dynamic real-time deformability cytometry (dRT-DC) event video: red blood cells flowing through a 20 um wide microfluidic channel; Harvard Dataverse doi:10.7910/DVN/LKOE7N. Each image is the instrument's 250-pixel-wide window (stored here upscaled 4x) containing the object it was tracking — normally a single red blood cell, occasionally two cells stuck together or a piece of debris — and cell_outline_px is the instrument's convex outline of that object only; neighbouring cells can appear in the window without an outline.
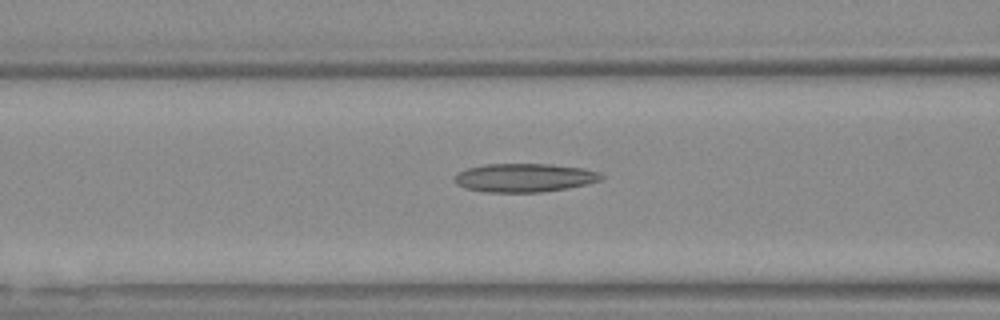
{"species": "Egyptian fruit bat (a non-hibernating species)", "species_latin": "Rousettus aegyptiacus", "temperature_condition": "warm", "stored_images_in_passage": 48, "camera_frame_rate_fps": 3000, "um_per_image_px": 0.085, "animal": {"sex": "female"}, "frame": {"image": 1, "passage_image": 15, "time_ms": 4.667, "image_size_px": [1000, 320], "cell_outline_px": [[604, 176], [600, 180], [584, 184], [564, 188], [540, 192], [488, 192], [464, 188], [456, 184], [456, 176], [460, 172], [468, 168], [484, 164], [552, 164], [584, 168], [600, 172]], "centroid_in_image_um": [44.58, 15.1], "position_along_channel_um": 122.0, "area_um2": 24.16}}
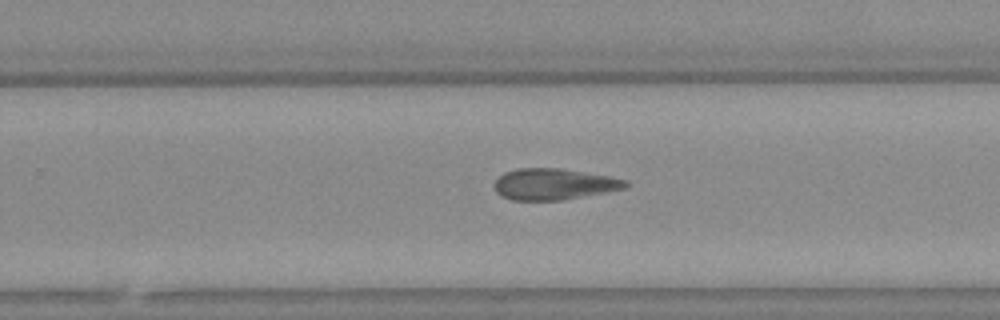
{"frame": {"image": 2, "passage_image": 28, "time_ms": 9.0, "image_size_px": [1000, 320], "cell_outline_px": [[632, 184], [624, 188], [608, 192], [564, 200], [512, 200], [496, 192], [492, 184], [504, 172], [516, 168], [560, 168], [608, 176], [628, 180]], "centroid_in_image_um": [47.1, 15.65], "position_along_channel_um": 282.7, "area_um2": 24.04}}
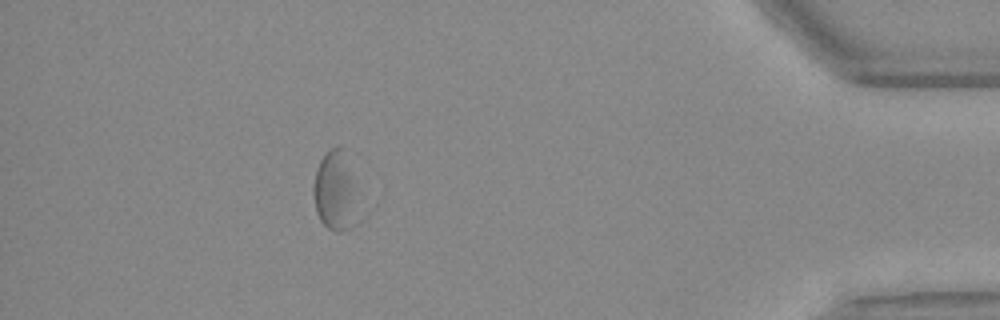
{"frame": {"image": 3, "passage_image": 42, "time_ms": 13.667, "image_size_px": [1000, 320], "cell_outline_px": [[356, 192], [352, 224], [348, 228], [340, 232], [328, 228], [320, 220], [316, 212], [312, 192], [312, 188], [316, 168], [320, 160], [328, 148], [344, 148], [356, 180]], "centroid_in_image_um": [28.46, 16.15], "position_along_channel_um": 406.7, "area_um2": 20.69}}